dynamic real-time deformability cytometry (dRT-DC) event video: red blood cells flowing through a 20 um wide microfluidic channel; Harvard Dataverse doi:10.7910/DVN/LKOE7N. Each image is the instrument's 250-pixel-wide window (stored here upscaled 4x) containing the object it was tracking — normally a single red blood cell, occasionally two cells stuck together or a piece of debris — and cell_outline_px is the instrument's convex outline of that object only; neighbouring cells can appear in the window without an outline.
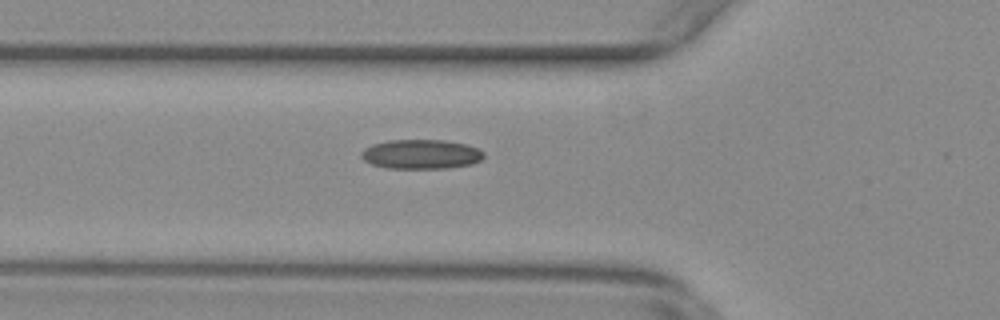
{"species": "common noctule bat (a hibernating species)", "species_latin": "Nyctalus noctula", "temperature_condition": "warm", "stored_images_in_passage": 35, "camera_frame_rate_fps": 3000, "um_per_image_px": 0.085, "animal": {"sex": "female", "body_mass_g": 29.2, "forearm_length_mm": 56.3}, "frame": {"image": 1, "passage_image": 2, "time_ms": 0.333, "image_size_px": [1000, 320], "cell_outline_px": [[484, 156], [480, 160], [472, 164], [448, 168], [388, 168], [372, 164], [364, 160], [360, 156], [360, 152], [364, 148], [372, 144], [388, 140], [444, 140], [468, 144], [484, 152]], "centroid_in_image_um": [35.78, 13.1], "position_along_channel_um": 90.0, "area_um2": 21.1}}
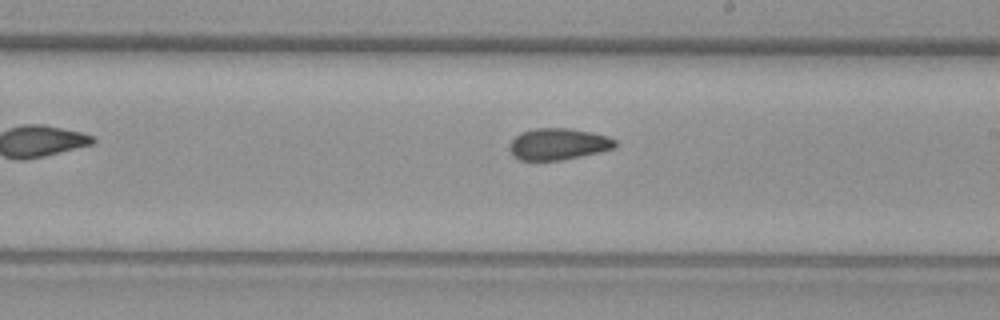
{"frame": {"image": 2, "passage_image": 14, "time_ms": 4.333, "image_size_px": [1000, 320], "cell_outline_px": [[616, 144], [612, 148], [600, 152], [560, 160], [520, 160], [508, 148], [512, 140], [520, 132], [536, 128], [568, 128], [592, 132], [608, 136], [616, 140]], "centroid_in_image_um": [47.45, 12.23], "position_along_channel_um": 241.5, "area_um2": 19.25}}
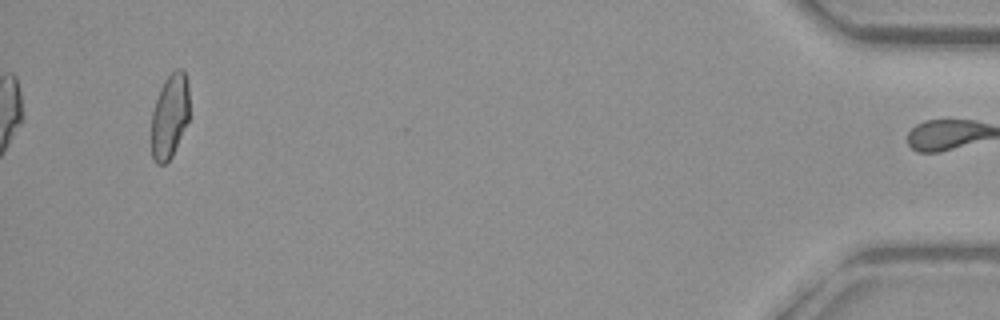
{"frame": {"image": 3, "passage_image": 35, "time_ms": 11.333, "image_size_px": [1000, 320], "cell_outline_px": [[188, 120], [172, 156], [164, 164], [156, 164], [152, 156], [152, 112], [160, 88], [164, 80], [176, 68], [184, 68], [188, 84]], "centroid_in_image_um": [14.42, 9.83], "position_along_channel_um": 420.8, "area_um2": 18.55}}